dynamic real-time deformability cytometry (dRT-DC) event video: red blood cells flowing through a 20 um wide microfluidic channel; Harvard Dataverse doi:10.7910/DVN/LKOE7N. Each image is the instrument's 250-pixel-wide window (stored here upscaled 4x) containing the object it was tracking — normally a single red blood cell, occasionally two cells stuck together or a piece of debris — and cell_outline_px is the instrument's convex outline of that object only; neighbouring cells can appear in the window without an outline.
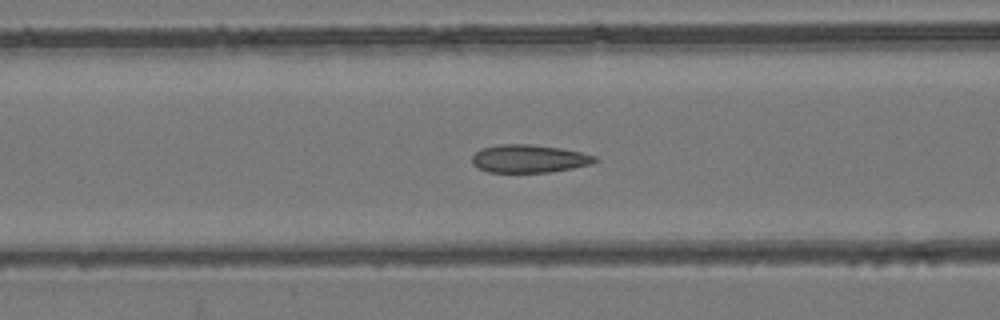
{"species": "common noctule bat (a hibernating species)", "species_latin": "Nyctalus noctula", "temperature_condition": "room temperature", "stored_images_in_passage": 50, "camera_frame_rate_fps": 3000, "um_per_image_px": 0.085, "animal": {"sex": "female", "body_mass_g": 24.6, "forearm_length_mm": 56.2}, "frame": {"image": 1, "passage_image": 22, "time_ms": 7.0, "image_size_px": [1000, 320], "cell_outline_px": [[600, 160], [592, 164], [572, 168], [548, 172], [488, 172], [472, 164], [472, 156], [480, 148], [500, 144], [532, 144], [560, 148], [580, 152], [596, 156]], "centroid_in_image_um": [44.97, 13.48], "position_along_channel_um": 121.6, "area_um2": 20.06}}
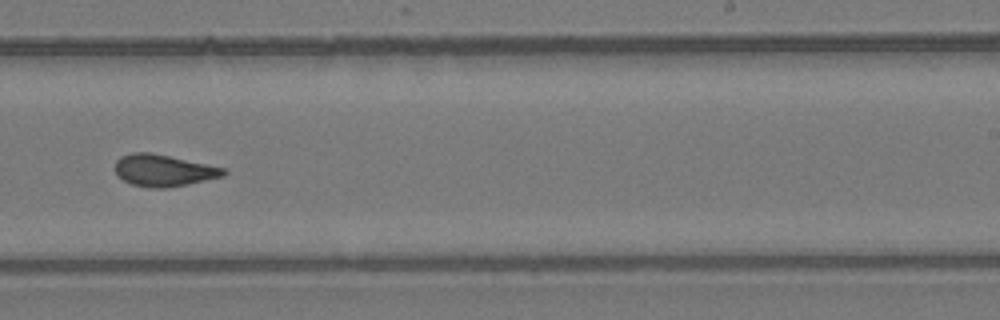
{"frame": {"image": 2, "passage_image": 34, "time_ms": 11.0, "image_size_px": [1000, 320], "cell_outline_px": [[228, 172], [224, 176], [188, 184], [164, 188], [148, 188], [132, 184], [124, 180], [116, 172], [116, 160], [120, 156], [132, 152], [152, 152], [224, 168]], "centroid_in_image_um": [13.9, 14.48], "position_along_channel_um": 275.1, "area_um2": 20.0}}
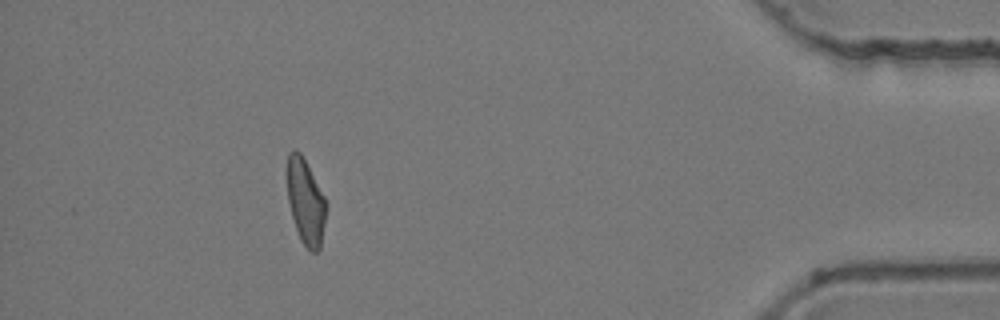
{"frame": {"image": 3, "passage_image": 49, "time_ms": 16.0, "image_size_px": [1000, 320], "cell_outline_px": [[328, 208], [320, 248], [316, 252], [312, 252], [300, 240], [292, 216], [288, 200], [288, 152], [296, 148], [300, 152], [324, 196], [328, 204]], "centroid_in_image_um": [26.01, 17.17], "position_along_channel_um": 409.2, "area_um2": 19.25}}